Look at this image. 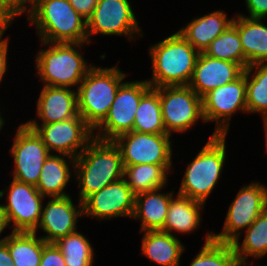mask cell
Listing matches in <instances>:
<instances>
[{
  "mask_svg": "<svg viewBox=\"0 0 267 266\" xmlns=\"http://www.w3.org/2000/svg\"><path fill=\"white\" fill-rule=\"evenodd\" d=\"M38 122L31 119L25 124L37 133L51 154L54 151L76 159L94 139V130L80 115L49 124Z\"/></svg>",
  "mask_w": 267,
  "mask_h": 266,
  "instance_id": "ba28073f",
  "label": "cell"
},
{
  "mask_svg": "<svg viewBox=\"0 0 267 266\" xmlns=\"http://www.w3.org/2000/svg\"><path fill=\"white\" fill-rule=\"evenodd\" d=\"M32 3L33 0H0V8L15 20L16 17L25 14V12H27L28 17Z\"/></svg>",
  "mask_w": 267,
  "mask_h": 266,
  "instance_id": "836d02e7",
  "label": "cell"
},
{
  "mask_svg": "<svg viewBox=\"0 0 267 266\" xmlns=\"http://www.w3.org/2000/svg\"><path fill=\"white\" fill-rule=\"evenodd\" d=\"M47 49H40L35 57L36 74L45 86L71 88L79 86L88 71V64L78 50L86 43H50L40 41ZM78 48V49H77Z\"/></svg>",
  "mask_w": 267,
  "mask_h": 266,
  "instance_id": "277c9868",
  "label": "cell"
},
{
  "mask_svg": "<svg viewBox=\"0 0 267 266\" xmlns=\"http://www.w3.org/2000/svg\"><path fill=\"white\" fill-rule=\"evenodd\" d=\"M226 135H211L187 165L178 194L206 203L216 188L226 160Z\"/></svg>",
  "mask_w": 267,
  "mask_h": 266,
  "instance_id": "8992f818",
  "label": "cell"
},
{
  "mask_svg": "<svg viewBox=\"0 0 267 266\" xmlns=\"http://www.w3.org/2000/svg\"><path fill=\"white\" fill-rule=\"evenodd\" d=\"M126 77L118 65L101 68L94 64L79 84L76 89L78 112L93 130L107 117L116 92Z\"/></svg>",
  "mask_w": 267,
  "mask_h": 266,
  "instance_id": "5b68a950",
  "label": "cell"
},
{
  "mask_svg": "<svg viewBox=\"0 0 267 266\" xmlns=\"http://www.w3.org/2000/svg\"><path fill=\"white\" fill-rule=\"evenodd\" d=\"M204 206L202 202L177 194L176 198L172 197L170 200L165 225L160 231L170 235H174V232L193 233L200 226L202 220L200 212Z\"/></svg>",
  "mask_w": 267,
  "mask_h": 266,
  "instance_id": "cb8c5ba5",
  "label": "cell"
},
{
  "mask_svg": "<svg viewBox=\"0 0 267 266\" xmlns=\"http://www.w3.org/2000/svg\"><path fill=\"white\" fill-rule=\"evenodd\" d=\"M8 42H0V83L2 79H4V75L6 73L7 67V55H8Z\"/></svg>",
  "mask_w": 267,
  "mask_h": 266,
  "instance_id": "74e56055",
  "label": "cell"
},
{
  "mask_svg": "<svg viewBox=\"0 0 267 266\" xmlns=\"http://www.w3.org/2000/svg\"><path fill=\"white\" fill-rule=\"evenodd\" d=\"M39 266H66L63 254L55 243H45Z\"/></svg>",
  "mask_w": 267,
  "mask_h": 266,
  "instance_id": "e575fe53",
  "label": "cell"
},
{
  "mask_svg": "<svg viewBox=\"0 0 267 266\" xmlns=\"http://www.w3.org/2000/svg\"><path fill=\"white\" fill-rule=\"evenodd\" d=\"M74 179L82 203L105 186L123 178L121 153L113 141L94 138L75 159Z\"/></svg>",
  "mask_w": 267,
  "mask_h": 266,
  "instance_id": "6da1fadb",
  "label": "cell"
},
{
  "mask_svg": "<svg viewBox=\"0 0 267 266\" xmlns=\"http://www.w3.org/2000/svg\"><path fill=\"white\" fill-rule=\"evenodd\" d=\"M213 232H207L205 243L189 266H235L237 256L231 243L213 240Z\"/></svg>",
  "mask_w": 267,
  "mask_h": 266,
  "instance_id": "d6a6232c",
  "label": "cell"
},
{
  "mask_svg": "<svg viewBox=\"0 0 267 266\" xmlns=\"http://www.w3.org/2000/svg\"><path fill=\"white\" fill-rule=\"evenodd\" d=\"M222 232L212 234L213 240L224 243L240 241L243 229H247L267 208V187L250 182L241 187L228 207Z\"/></svg>",
  "mask_w": 267,
  "mask_h": 266,
  "instance_id": "52a82bcc",
  "label": "cell"
},
{
  "mask_svg": "<svg viewBox=\"0 0 267 266\" xmlns=\"http://www.w3.org/2000/svg\"><path fill=\"white\" fill-rule=\"evenodd\" d=\"M263 121H264V125H263V127H264V133H265V145H266V150H267V116L263 119Z\"/></svg>",
  "mask_w": 267,
  "mask_h": 266,
  "instance_id": "b9f144b4",
  "label": "cell"
},
{
  "mask_svg": "<svg viewBox=\"0 0 267 266\" xmlns=\"http://www.w3.org/2000/svg\"><path fill=\"white\" fill-rule=\"evenodd\" d=\"M134 203L135 194L122 178L90 195L83 202L84 216L99 221L124 216L132 218Z\"/></svg>",
  "mask_w": 267,
  "mask_h": 266,
  "instance_id": "2e32d148",
  "label": "cell"
},
{
  "mask_svg": "<svg viewBox=\"0 0 267 266\" xmlns=\"http://www.w3.org/2000/svg\"><path fill=\"white\" fill-rule=\"evenodd\" d=\"M245 69L238 63L199 53L188 86L201 98L209 91L238 79Z\"/></svg>",
  "mask_w": 267,
  "mask_h": 266,
  "instance_id": "ac0fdd59",
  "label": "cell"
},
{
  "mask_svg": "<svg viewBox=\"0 0 267 266\" xmlns=\"http://www.w3.org/2000/svg\"><path fill=\"white\" fill-rule=\"evenodd\" d=\"M13 139L14 143L10 149L14 161L13 178L36 186L43 163L51 153L37 133L25 122L19 125Z\"/></svg>",
  "mask_w": 267,
  "mask_h": 266,
  "instance_id": "9a60e30c",
  "label": "cell"
},
{
  "mask_svg": "<svg viewBox=\"0 0 267 266\" xmlns=\"http://www.w3.org/2000/svg\"><path fill=\"white\" fill-rule=\"evenodd\" d=\"M169 134H148L135 131L113 140L121 153L123 166L137 164L173 165L172 141Z\"/></svg>",
  "mask_w": 267,
  "mask_h": 266,
  "instance_id": "4fadbf2b",
  "label": "cell"
},
{
  "mask_svg": "<svg viewBox=\"0 0 267 266\" xmlns=\"http://www.w3.org/2000/svg\"><path fill=\"white\" fill-rule=\"evenodd\" d=\"M159 92L161 111L166 133L171 136L189 131L201 119L203 122L202 98L186 86L155 88Z\"/></svg>",
  "mask_w": 267,
  "mask_h": 266,
  "instance_id": "9c48e42d",
  "label": "cell"
},
{
  "mask_svg": "<svg viewBox=\"0 0 267 266\" xmlns=\"http://www.w3.org/2000/svg\"><path fill=\"white\" fill-rule=\"evenodd\" d=\"M152 88L189 84L199 52L177 31L149 47Z\"/></svg>",
  "mask_w": 267,
  "mask_h": 266,
  "instance_id": "3957f363",
  "label": "cell"
},
{
  "mask_svg": "<svg viewBox=\"0 0 267 266\" xmlns=\"http://www.w3.org/2000/svg\"><path fill=\"white\" fill-rule=\"evenodd\" d=\"M231 19L223 10L209 12L201 17L193 18L178 32L199 52H205L210 43L232 25Z\"/></svg>",
  "mask_w": 267,
  "mask_h": 266,
  "instance_id": "ffe728a7",
  "label": "cell"
},
{
  "mask_svg": "<svg viewBox=\"0 0 267 266\" xmlns=\"http://www.w3.org/2000/svg\"><path fill=\"white\" fill-rule=\"evenodd\" d=\"M70 162L67 163L66 159ZM71 166L72 169L69 167ZM75 166V159L63 154H50L41 168V174L35 186L45 198L68 196L66 186L72 179V170ZM71 170V171H70Z\"/></svg>",
  "mask_w": 267,
  "mask_h": 266,
  "instance_id": "603a6c76",
  "label": "cell"
},
{
  "mask_svg": "<svg viewBox=\"0 0 267 266\" xmlns=\"http://www.w3.org/2000/svg\"><path fill=\"white\" fill-rule=\"evenodd\" d=\"M55 245L63 254L66 266H93L94 248L82 233L68 234L58 239Z\"/></svg>",
  "mask_w": 267,
  "mask_h": 266,
  "instance_id": "4dcf8cb0",
  "label": "cell"
},
{
  "mask_svg": "<svg viewBox=\"0 0 267 266\" xmlns=\"http://www.w3.org/2000/svg\"><path fill=\"white\" fill-rule=\"evenodd\" d=\"M133 131L148 134H167L163 122L159 92L150 88L140 99L135 112Z\"/></svg>",
  "mask_w": 267,
  "mask_h": 266,
  "instance_id": "83f0119b",
  "label": "cell"
},
{
  "mask_svg": "<svg viewBox=\"0 0 267 266\" xmlns=\"http://www.w3.org/2000/svg\"><path fill=\"white\" fill-rule=\"evenodd\" d=\"M243 242L231 243L237 260L247 261L248 257L263 258L267 254V208L246 229Z\"/></svg>",
  "mask_w": 267,
  "mask_h": 266,
  "instance_id": "f1b7e54d",
  "label": "cell"
},
{
  "mask_svg": "<svg viewBox=\"0 0 267 266\" xmlns=\"http://www.w3.org/2000/svg\"><path fill=\"white\" fill-rule=\"evenodd\" d=\"M27 21L35 25L40 41L87 43V22L69 0H33Z\"/></svg>",
  "mask_w": 267,
  "mask_h": 266,
  "instance_id": "7a4b0ae2",
  "label": "cell"
},
{
  "mask_svg": "<svg viewBox=\"0 0 267 266\" xmlns=\"http://www.w3.org/2000/svg\"><path fill=\"white\" fill-rule=\"evenodd\" d=\"M8 226L7 222H6V218H5V214L1 208L0 205V235L1 233L6 229V227ZM6 236L3 237L2 239H0V242H3L5 240Z\"/></svg>",
  "mask_w": 267,
  "mask_h": 266,
  "instance_id": "60d3db41",
  "label": "cell"
},
{
  "mask_svg": "<svg viewBox=\"0 0 267 266\" xmlns=\"http://www.w3.org/2000/svg\"><path fill=\"white\" fill-rule=\"evenodd\" d=\"M245 5L248 10L249 16L240 14L249 18L266 19L267 16V0H245Z\"/></svg>",
  "mask_w": 267,
  "mask_h": 266,
  "instance_id": "d590c367",
  "label": "cell"
},
{
  "mask_svg": "<svg viewBox=\"0 0 267 266\" xmlns=\"http://www.w3.org/2000/svg\"><path fill=\"white\" fill-rule=\"evenodd\" d=\"M6 188H9L6 194L7 204L0 205L8 226L12 223V232H34L41 219L45 197L34 185L14 178Z\"/></svg>",
  "mask_w": 267,
  "mask_h": 266,
  "instance_id": "5bb4252c",
  "label": "cell"
},
{
  "mask_svg": "<svg viewBox=\"0 0 267 266\" xmlns=\"http://www.w3.org/2000/svg\"><path fill=\"white\" fill-rule=\"evenodd\" d=\"M204 53L212 58L238 63L244 69L248 67L238 30L233 24L216 37Z\"/></svg>",
  "mask_w": 267,
  "mask_h": 266,
  "instance_id": "1f68e13d",
  "label": "cell"
},
{
  "mask_svg": "<svg viewBox=\"0 0 267 266\" xmlns=\"http://www.w3.org/2000/svg\"><path fill=\"white\" fill-rule=\"evenodd\" d=\"M150 88L146 80L123 82L116 92L107 117L94 130V138L113 141L118 136L133 131L140 99Z\"/></svg>",
  "mask_w": 267,
  "mask_h": 266,
  "instance_id": "30bf717a",
  "label": "cell"
},
{
  "mask_svg": "<svg viewBox=\"0 0 267 266\" xmlns=\"http://www.w3.org/2000/svg\"><path fill=\"white\" fill-rule=\"evenodd\" d=\"M0 266H14L7 244L0 242Z\"/></svg>",
  "mask_w": 267,
  "mask_h": 266,
  "instance_id": "ab89813d",
  "label": "cell"
},
{
  "mask_svg": "<svg viewBox=\"0 0 267 266\" xmlns=\"http://www.w3.org/2000/svg\"><path fill=\"white\" fill-rule=\"evenodd\" d=\"M4 242L8 246L14 266H39L46 243L34 232H11Z\"/></svg>",
  "mask_w": 267,
  "mask_h": 266,
  "instance_id": "4316f807",
  "label": "cell"
},
{
  "mask_svg": "<svg viewBox=\"0 0 267 266\" xmlns=\"http://www.w3.org/2000/svg\"><path fill=\"white\" fill-rule=\"evenodd\" d=\"M205 123L216 122L215 135H226L230 120L239 110L247 113L246 72L236 80L219 86L202 97Z\"/></svg>",
  "mask_w": 267,
  "mask_h": 266,
  "instance_id": "8fae6325",
  "label": "cell"
},
{
  "mask_svg": "<svg viewBox=\"0 0 267 266\" xmlns=\"http://www.w3.org/2000/svg\"><path fill=\"white\" fill-rule=\"evenodd\" d=\"M246 265H248L247 261L238 260L235 266H246Z\"/></svg>",
  "mask_w": 267,
  "mask_h": 266,
  "instance_id": "7bdbcfd3",
  "label": "cell"
},
{
  "mask_svg": "<svg viewBox=\"0 0 267 266\" xmlns=\"http://www.w3.org/2000/svg\"><path fill=\"white\" fill-rule=\"evenodd\" d=\"M163 188L142 192L135 195L133 219L141 220L140 232L161 230L173 192H162Z\"/></svg>",
  "mask_w": 267,
  "mask_h": 266,
  "instance_id": "44dd1931",
  "label": "cell"
},
{
  "mask_svg": "<svg viewBox=\"0 0 267 266\" xmlns=\"http://www.w3.org/2000/svg\"><path fill=\"white\" fill-rule=\"evenodd\" d=\"M130 0H98V3L87 22L88 43L91 35H117L132 40L143 37ZM136 34V36H135Z\"/></svg>",
  "mask_w": 267,
  "mask_h": 266,
  "instance_id": "7c38bea8",
  "label": "cell"
},
{
  "mask_svg": "<svg viewBox=\"0 0 267 266\" xmlns=\"http://www.w3.org/2000/svg\"><path fill=\"white\" fill-rule=\"evenodd\" d=\"M4 124H5V120H4V118L0 112V132H1V129L3 128Z\"/></svg>",
  "mask_w": 267,
  "mask_h": 266,
  "instance_id": "ee69618b",
  "label": "cell"
},
{
  "mask_svg": "<svg viewBox=\"0 0 267 266\" xmlns=\"http://www.w3.org/2000/svg\"><path fill=\"white\" fill-rule=\"evenodd\" d=\"M141 253L161 266H180L184 245L176 235L160 230L143 231Z\"/></svg>",
  "mask_w": 267,
  "mask_h": 266,
  "instance_id": "d4e9b609",
  "label": "cell"
},
{
  "mask_svg": "<svg viewBox=\"0 0 267 266\" xmlns=\"http://www.w3.org/2000/svg\"><path fill=\"white\" fill-rule=\"evenodd\" d=\"M245 72L247 114L262 113L264 119L267 116V63L250 65Z\"/></svg>",
  "mask_w": 267,
  "mask_h": 266,
  "instance_id": "f546056e",
  "label": "cell"
},
{
  "mask_svg": "<svg viewBox=\"0 0 267 266\" xmlns=\"http://www.w3.org/2000/svg\"><path fill=\"white\" fill-rule=\"evenodd\" d=\"M172 165L137 164L124 166L123 178L136 195L165 188Z\"/></svg>",
  "mask_w": 267,
  "mask_h": 266,
  "instance_id": "484cf974",
  "label": "cell"
},
{
  "mask_svg": "<svg viewBox=\"0 0 267 266\" xmlns=\"http://www.w3.org/2000/svg\"><path fill=\"white\" fill-rule=\"evenodd\" d=\"M14 19L10 17L3 9L0 8V42L9 41L7 38H2L5 31L12 24Z\"/></svg>",
  "mask_w": 267,
  "mask_h": 266,
  "instance_id": "f35d334b",
  "label": "cell"
},
{
  "mask_svg": "<svg viewBox=\"0 0 267 266\" xmlns=\"http://www.w3.org/2000/svg\"><path fill=\"white\" fill-rule=\"evenodd\" d=\"M36 104V114L41 120V124L64 121L79 116L77 91L72 88L43 85Z\"/></svg>",
  "mask_w": 267,
  "mask_h": 266,
  "instance_id": "d6986e66",
  "label": "cell"
},
{
  "mask_svg": "<svg viewBox=\"0 0 267 266\" xmlns=\"http://www.w3.org/2000/svg\"><path fill=\"white\" fill-rule=\"evenodd\" d=\"M71 196L52 197L46 206L42 205L41 219L34 233L41 228L46 236H40L46 243H55L58 239L71 234L77 228L78 218L84 216L83 203L75 205Z\"/></svg>",
  "mask_w": 267,
  "mask_h": 266,
  "instance_id": "e0dca14e",
  "label": "cell"
},
{
  "mask_svg": "<svg viewBox=\"0 0 267 266\" xmlns=\"http://www.w3.org/2000/svg\"><path fill=\"white\" fill-rule=\"evenodd\" d=\"M236 15L232 24L238 30L248 66L267 63V26L263 23L266 19L249 18L238 13Z\"/></svg>",
  "mask_w": 267,
  "mask_h": 266,
  "instance_id": "7402d4cb",
  "label": "cell"
},
{
  "mask_svg": "<svg viewBox=\"0 0 267 266\" xmlns=\"http://www.w3.org/2000/svg\"><path fill=\"white\" fill-rule=\"evenodd\" d=\"M69 2L76 12L87 21L91 17L98 0H69Z\"/></svg>",
  "mask_w": 267,
  "mask_h": 266,
  "instance_id": "8d00e7d4",
  "label": "cell"
}]
</instances>
